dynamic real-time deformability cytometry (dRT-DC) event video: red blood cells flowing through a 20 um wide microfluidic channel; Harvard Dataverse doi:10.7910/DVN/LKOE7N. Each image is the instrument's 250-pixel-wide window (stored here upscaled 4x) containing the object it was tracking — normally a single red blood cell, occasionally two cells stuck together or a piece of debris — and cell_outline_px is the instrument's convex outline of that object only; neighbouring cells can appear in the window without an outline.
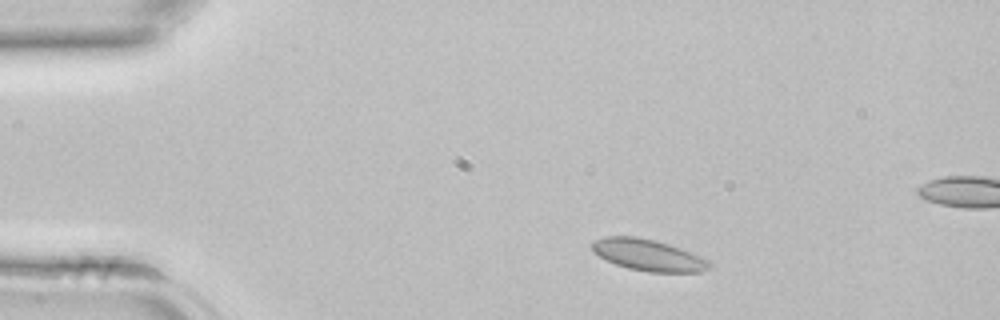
{"species": "common noctule bat (a hibernating species)", "species_latin": "Nyctalus noctula", "temperature_condition": "room temperature", "stored_images_in_passage": 7, "camera_frame_rate_fps": 3000, "um_per_image_px": 0.085, "animal": {"sex": "female", "body_mass_g": 22.7, "forearm_length_mm": 54.2}, "frame": {"image": 1, "passage_image": 1, "time_ms": 0.0, "image_size_px": [1000, 320], "cell_outline_px": [[712, 264], [708, 268], [700, 272], [648, 272], [628, 268], [616, 264], [592, 252], [592, 244], [596, 240], [604, 236], [636, 236], [656, 240], [704, 256]], "centroid_in_image_um": [55.13, 21.67], "position_along_channel_um": 29.9, "area_um2": 21.56}}